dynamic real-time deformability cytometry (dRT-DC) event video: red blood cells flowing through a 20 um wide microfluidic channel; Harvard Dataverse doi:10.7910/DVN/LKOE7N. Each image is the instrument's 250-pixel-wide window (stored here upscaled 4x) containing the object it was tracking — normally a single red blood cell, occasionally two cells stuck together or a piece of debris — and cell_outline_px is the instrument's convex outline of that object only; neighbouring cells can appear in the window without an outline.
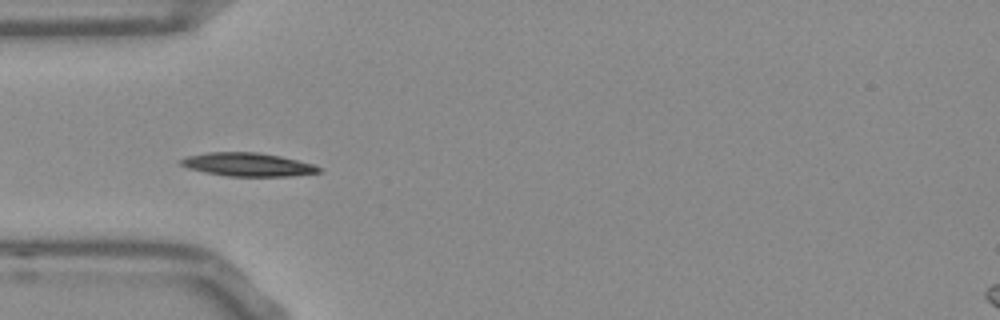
{"species": "Egyptian fruit bat (a non-hibernating species)", "species_latin": "Rousettus aegyptiacus", "temperature_condition": "room temperature", "stored_images_in_passage": 39, "camera_frame_rate_fps": 3000, "um_per_image_px": 0.085, "frame": {"image": 1, "passage_image": 1, "time_ms": 0.0, "image_size_px": [1000, 320], "cell_outline_px": [[324, 168], [320, 172], [292, 176], [228, 176], [204, 172], [188, 168], [180, 164], [176, 160], [188, 156], [208, 152], [260, 152], [280, 156], [312, 164]], "centroid_in_image_um": [21.04, 13.98], "position_along_channel_um": 64.0, "area_um2": 18.9}}
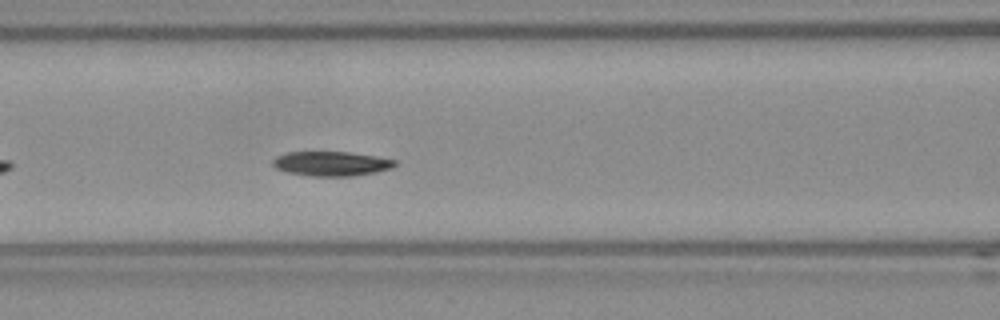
{"frame": {"image": 2, "passage_image": 7, "time_ms": 2.0, "image_size_px": [1000, 320], "cell_outline_px": [[396, 164], [392, 168], [376, 172], [352, 176], [308, 176], [288, 172], [276, 168], [272, 164], [272, 160], [276, 156], [288, 152], [348, 152], [376, 156], [396, 160]], "centroid_in_image_um": [28.16, 13.91], "position_along_channel_um": 138.4, "area_um2": 17.46}}
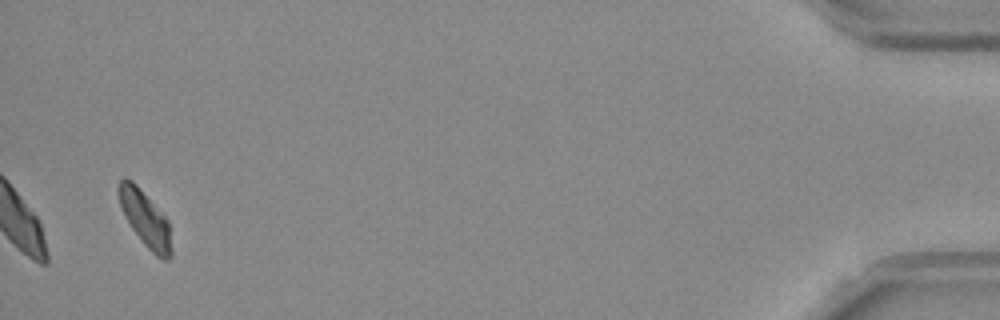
{"frame": {"image": 3, "passage_image": 37, "time_ms": 12.0, "image_size_px": [1000, 320], "cell_outline_px": [[172, 256], [168, 260], [164, 260], [156, 256], [144, 244], [132, 228], [124, 216], [116, 192], [116, 188], [120, 180], [124, 176], [132, 180], [136, 184], [168, 220], [172, 252]], "centroid_in_image_um": [12.32, 18.58], "position_along_channel_um": 422.9, "area_um2": 17.11}, "authors_computed_cell_mechanics": {"area_um2": 17.5134, "velocity_mm_per_s": 3.729, "shape_relaxation_time_tau1_ms": 2.5127, "shape_relaxation_time_tau2_ms": null, "deformation_change_tau1": 0.1331, "deformation_change_tau2": null}}